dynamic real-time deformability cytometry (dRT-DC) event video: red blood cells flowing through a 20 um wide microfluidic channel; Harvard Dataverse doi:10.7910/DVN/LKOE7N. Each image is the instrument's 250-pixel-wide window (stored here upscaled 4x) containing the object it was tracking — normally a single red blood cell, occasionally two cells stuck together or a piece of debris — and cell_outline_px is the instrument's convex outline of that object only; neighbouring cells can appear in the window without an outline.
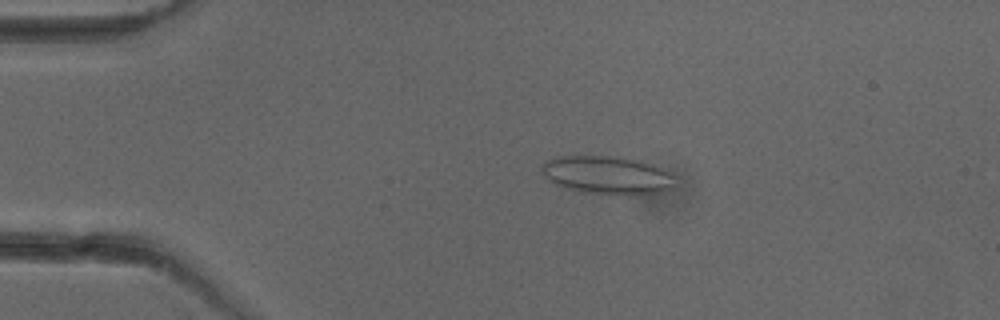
{"species": "common noctule bat (a hibernating species)", "species_latin": "Nyctalus noctula", "temperature_condition": "cold", "stored_images_in_passage": 3, "camera_frame_rate_fps": 3000, "um_per_image_px": 0.085, "animal": {"sex": "female"}, "frame": {"image": 1, "passage_image": 2, "time_ms": 1.0, "image_size_px": [1000, 320], "cell_outline_px": [[680, 188], [668, 192], [636, 196], [620, 196], [580, 192], [564, 188], [548, 180], [540, 168], [540, 164], [544, 160], [556, 156], [608, 156], [640, 160], [652, 164], [676, 176], [680, 184]], "centroid_in_image_um": [51.72, 14.93], "position_along_channel_um": 33.3, "area_um2": 31.1}}